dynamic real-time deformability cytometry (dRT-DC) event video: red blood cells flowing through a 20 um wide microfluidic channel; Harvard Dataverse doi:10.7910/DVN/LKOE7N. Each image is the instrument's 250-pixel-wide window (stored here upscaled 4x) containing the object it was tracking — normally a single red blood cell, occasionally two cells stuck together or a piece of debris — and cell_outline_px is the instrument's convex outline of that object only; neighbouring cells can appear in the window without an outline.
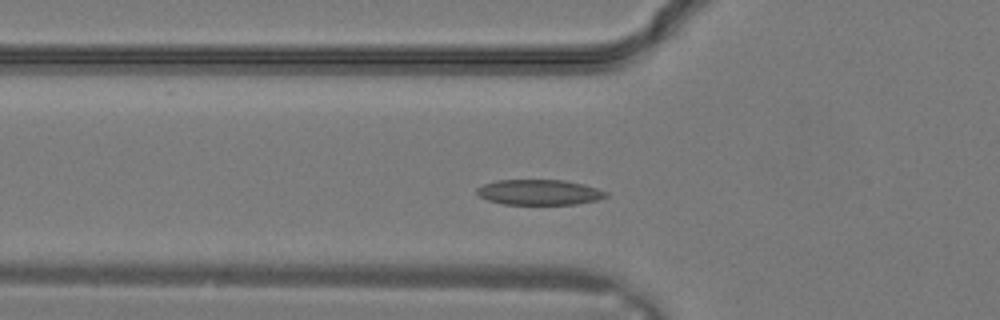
{"species": "common noctule bat (a hibernating species)", "species_latin": "Nyctalus noctula", "temperature_condition": "warm", "stored_images_in_passage": 27, "camera_frame_rate_fps": 3000, "um_per_image_px": 0.085, "animal": {"sex": "male", "body_mass_g": 19.2, "forearm_length_mm": 51.8}, "frame": {"image": 1, "passage_image": 7, "time_ms": 2.0, "image_size_px": [1000, 320], "cell_outline_px": [[608, 196], [600, 200], [576, 204], [504, 204], [488, 200], [480, 196], [476, 192], [476, 188], [484, 184], [496, 180], [564, 180], [584, 184], [608, 192]], "centroid_in_image_um": [45.87, 16.34], "position_along_channel_um": 79.9, "area_um2": 19.13}}
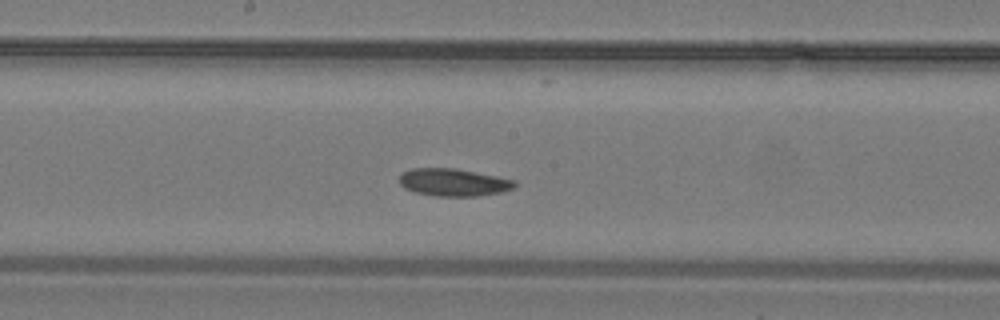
{"frame": {"image": 2, "passage_image": 13, "time_ms": 4.0, "image_size_px": [1000, 320], "cell_outline_px": [[516, 184], [512, 188], [500, 192], [476, 196], [436, 196], [412, 192], [404, 188], [400, 184], [400, 176], [404, 172], [412, 168], [456, 168], [516, 180]], "centroid_in_image_um": [38.52, 15.5], "position_along_channel_um": 209.7, "area_um2": 18.44}}
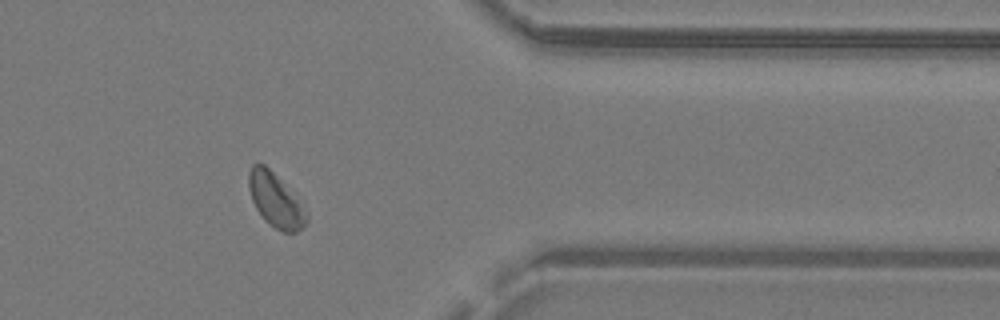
{"frame": {"image": 3, "passage_image": 22, "time_ms": 7.0, "image_size_px": [1000, 320], "cell_outline_px": [[308, 220], [296, 232], [280, 232], [268, 224], [264, 220], [256, 208], [252, 200], [248, 188], [248, 172], [252, 164], [256, 160], [264, 164], [276, 176], [308, 212]], "centroid_in_image_um": [23.37, 17.02], "position_along_channel_um": 388.0, "area_um2": 17.98}}